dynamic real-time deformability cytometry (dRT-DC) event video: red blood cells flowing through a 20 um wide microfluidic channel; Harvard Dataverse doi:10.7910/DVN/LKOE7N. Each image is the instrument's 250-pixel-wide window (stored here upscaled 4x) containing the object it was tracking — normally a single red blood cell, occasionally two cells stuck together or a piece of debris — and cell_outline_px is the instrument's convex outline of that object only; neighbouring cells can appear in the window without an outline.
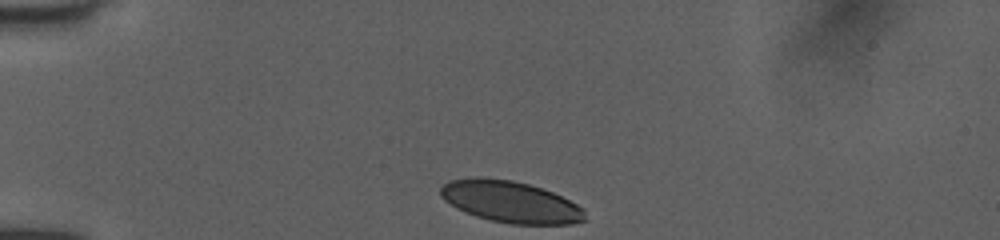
{"species": "human", "species_latin": "Homo sapiens", "temperature_condition": "room temperature", "stored_images_in_passage": 32, "camera_frame_rate_fps": 3000, "um_per_image_px": 0.085, "donor": {"sex": "female"}, "frame": {"image": 1, "passage_image": 1, "time_ms": 0.0, "image_size_px": [1000, 240], "cell_outline_px": [[588, 220], [572, 224], [512, 224], [488, 220], [464, 212], [456, 208], [444, 200], [440, 196], [440, 188], [448, 180], [476, 176], [480, 176], [512, 180], [528, 184], [552, 192], [584, 208]], "centroid_in_image_um": [43.37, 17.15], "position_along_channel_um": 41.6, "area_um2": 35.32}}
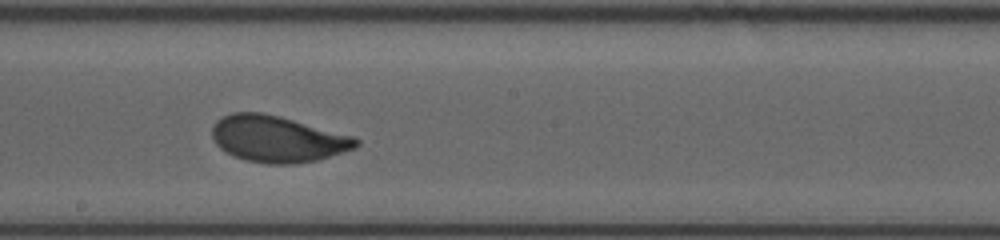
{"frame": {"image": 2, "passage_image": 18, "time_ms": 5.667, "image_size_px": [1000, 240], "cell_outline_px": [[360, 144], [356, 148], [316, 160], [292, 164], [268, 164], [248, 160], [232, 156], [220, 148], [212, 140], [212, 124], [216, 120], [232, 112], [264, 112], [280, 116], [352, 136], [360, 140]], "centroid_in_image_um": [23.55, 11.8], "position_along_channel_um": 224.7, "area_um2": 38.9}}
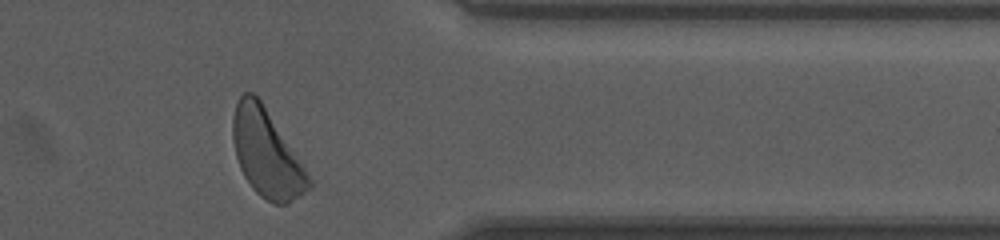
{"frame": {"image": 3, "passage_image": 31, "time_ms": 10.0, "image_size_px": [1000, 240], "cell_outline_px": [[312, 188], [288, 204], [276, 204], [260, 196], [252, 188], [244, 176], [240, 168], [236, 156], [232, 140], [232, 116], [236, 104], [240, 96], [244, 92], [252, 92], [260, 100], [300, 160], [312, 180]], "centroid_in_image_um": [22.65, 13.06], "position_along_channel_um": 388.8, "area_um2": 38.38}, "authors_computed_cell_mechanics": {"area_um2": 38.1769, "velocity_mm_per_s": 4.0014, "shape_relaxation_time_tau1_ms": 2.5151, "shape_relaxation_time_tau2_ms": null, "deformation_change_tau1": 0.1354, "deformation_change_tau2": null}}